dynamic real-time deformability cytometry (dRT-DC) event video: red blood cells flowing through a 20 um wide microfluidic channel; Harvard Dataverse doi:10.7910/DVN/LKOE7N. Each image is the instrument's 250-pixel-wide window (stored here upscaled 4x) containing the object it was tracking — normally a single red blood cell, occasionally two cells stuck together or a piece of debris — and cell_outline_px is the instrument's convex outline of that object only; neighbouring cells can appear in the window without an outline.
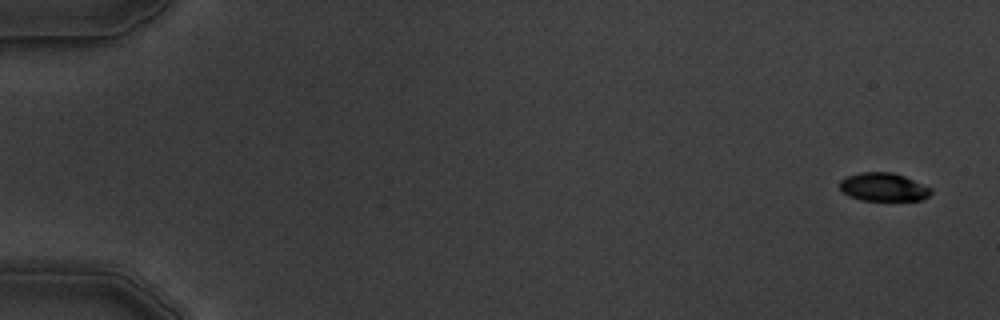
{"species": "common noctule bat (a hibernating species)", "species_latin": "Nyctalus noctula", "temperature_condition": "warm", "stored_images_in_passage": 6, "segment_of_instrument_passage": [1, 2], "camera_frame_rate_fps": 3000, "um_per_image_px": 0.085, "animal": {"sex": "male", "body_mass_g": 19.5, "forearm_length_mm": 54.6}, "frame": {"image": 1, "passage_image": 1, "time_ms": 0.0, "image_size_px": [1000, 320], "cell_outline_px": [[932, 192], [928, 196], [920, 200], [860, 200], [848, 196], [840, 188], [840, 180], [848, 176], [860, 172], [892, 172], [904, 176], [932, 188]], "centroid_in_image_um": [75.09, 15.9], "position_along_channel_um": 9.9, "area_um2": 14.97}}